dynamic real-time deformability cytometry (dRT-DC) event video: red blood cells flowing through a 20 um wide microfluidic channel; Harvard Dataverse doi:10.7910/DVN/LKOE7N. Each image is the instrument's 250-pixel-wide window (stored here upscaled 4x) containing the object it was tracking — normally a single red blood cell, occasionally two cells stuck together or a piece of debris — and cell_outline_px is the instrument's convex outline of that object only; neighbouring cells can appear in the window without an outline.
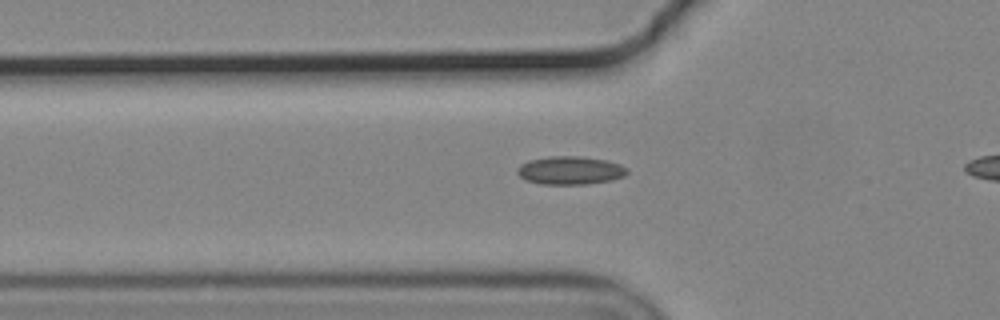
{"species": "common noctule bat (a hibernating species)", "species_latin": "Nyctalus noctula", "temperature_condition": "cold", "stored_images_in_passage": 39, "camera_frame_rate_fps": 3000, "um_per_image_px": 0.085, "animal": {"sex": "male", "body_mass_g": 19.2, "forearm_length_mm": 51.8}, "frame": {"image": 1, "passage_image": 7, "time_ms": 2.0, "image_size_px": [1000, 320], "cell_outline_px": [[628, 172], [624, 176], [612, 180], [588, 184], [540, 184], [524, 180], [516, 172], [516, 168], [520, 164], [528, 160], [548, 156], [580, 156], [608, 160], [620, 164], [628, 168]], "centroid_in_image_um": [48.45, 14.48], "position_along_channel_um": 77.3, "area_um2": 18.38}}
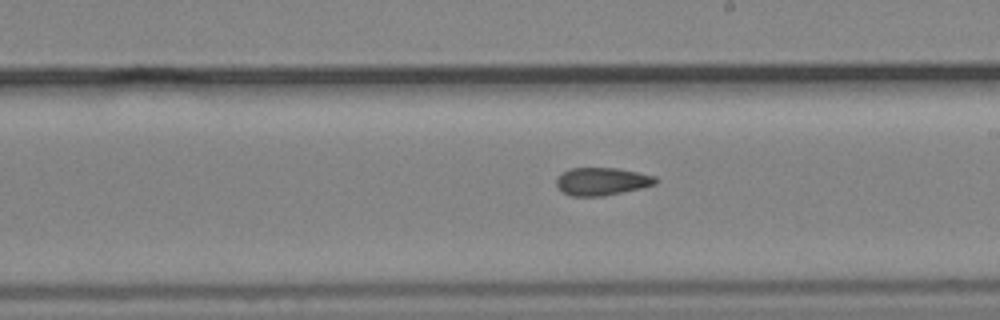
{"frame": {"image": 2, "passage_image": 20, "time_ms": 6.333, "image_size_px": [1000, 320], "cell_outline_px": [[660, 180], [656, 184], [640, 188], [604, 196], [568, 196], [556, 184], [556, 180], [564, 172], [572, 168], [616, 168], [656, 176]], "centroid_in_image_um": [51.2, 15.42], "position_along_channel_um": 237.8, "area_um2": 15.9}}
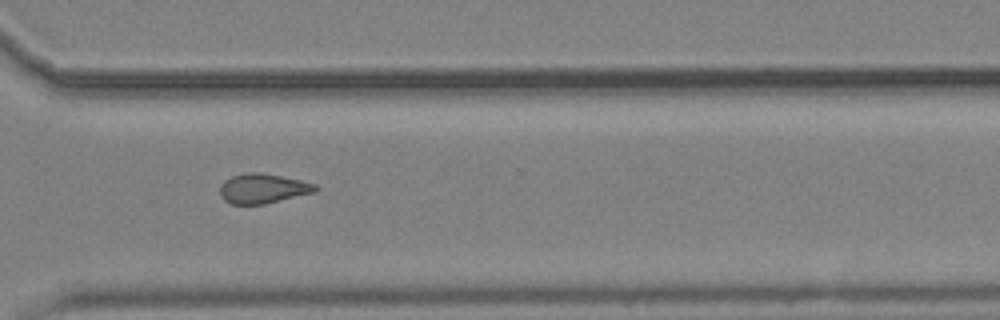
{"frame": {"image": 3, "passage_image": 29, "time_ms": 9.333, "image_size_px": [1000, 320], "cell_outline_px": [[320, 188], [316, 192], [264, 204], [232, 204], [224, 200], [220, 196], [220, 184], [224, 180], [232, 176], [248, 172], [260, 172], [300, 180], [316, 184]], "centroid_in_image_um": [22.35, 16.02], "position_along_channel_um": 348.3, "area_um2": 16.59}, "authors_computed_cell_mechanics": {"area_um2": 16.2996, "velocity_mm_per_s": 3.6884, "shape_relaxation_time_tau1_ms": null, "shape_relaxation_time_tau2_ms": 3.446, "deformation_change_tau1": null, "deformation_change_tau2": 0.091}}